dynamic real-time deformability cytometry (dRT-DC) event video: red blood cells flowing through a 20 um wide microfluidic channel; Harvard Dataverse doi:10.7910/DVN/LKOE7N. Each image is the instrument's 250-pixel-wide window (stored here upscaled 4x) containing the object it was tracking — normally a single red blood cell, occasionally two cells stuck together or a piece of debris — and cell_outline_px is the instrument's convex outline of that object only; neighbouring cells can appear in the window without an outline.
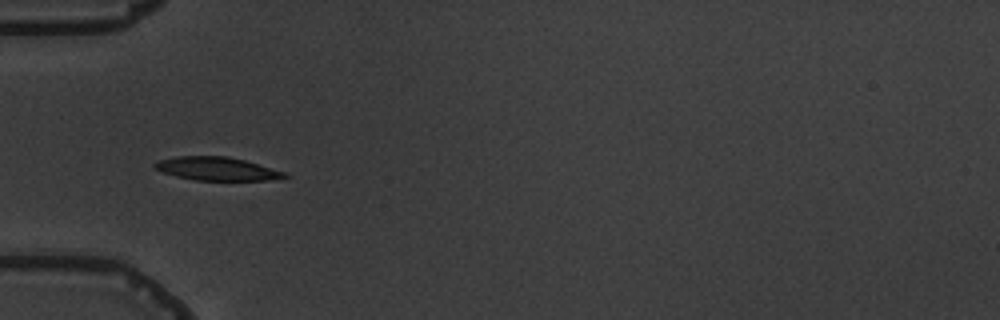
{"species": "common noctule bat (a hibernating species)", "species_latin": "Nyctalus noctula", "temperature_condition": "warm", "stored_images_in_passage": 7, "camera_frame_rate_fps": 3000, "um_per_image_px": 0.085, "animal": {"sex": "male", "body_mass_g": 19.5, "forearm_length_mm": 54.6}, "frame": {"image": 1, "passage_image": 5, "time_ms": 4.667, "image_size_px": [1000, 320], "cell_outline_px": [[292, 176], [264, 180], [196, 180], [176, 176], [164, 172], [156, 168], [152, 164], [160, 160], [176, 156], [228, 156], [244, 160], [284, 172]], "centroid_in_image_um": [18.42, 14.34], "position_along_channel_um": 66.6, "area_um2": 17.34}}
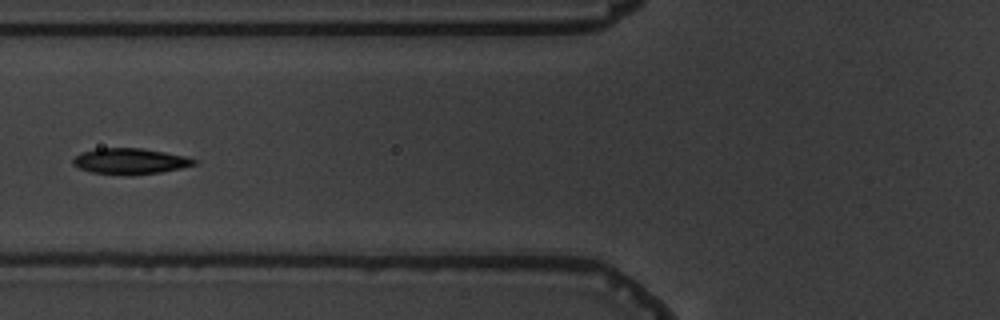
{"frame": {"image": 2, "passage_image": 6, "time_ms": 6.0, "image_size_px": [1000, 320], "cell_outline_px": [[196, 164], [180, 168], [160, 172], [132, 176], [92, 172], [80, 168], [72, 164], [72, 160], [80, 152], [96, 148], [140, 148], [164, 152], [184, 156], [196, 160]], "centroid_in_image_um": [11.02, 13.7], "position_along_channel_um": 114.8, "area_um2": 18.21}}